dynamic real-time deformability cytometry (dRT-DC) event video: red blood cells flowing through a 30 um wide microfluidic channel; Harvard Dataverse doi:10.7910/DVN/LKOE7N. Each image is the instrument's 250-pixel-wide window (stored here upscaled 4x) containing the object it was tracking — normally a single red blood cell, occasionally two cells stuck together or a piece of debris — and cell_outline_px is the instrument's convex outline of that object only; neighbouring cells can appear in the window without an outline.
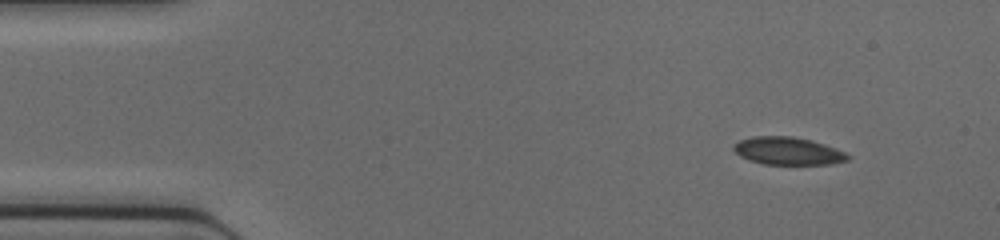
{"species": "common noctule bat (a hibernating species)", "species_latin": "Nyctalus noctula", "temperature_condition": "cold", "stored_images_in_passage": 42, "camera_frame_rate_fps": 3000, "um_per_image_px": 0.085, "animal": {"sex": "female", "body_mass_g": 17.0, "forearm_length_mm": 48.0}, "frame": {"image": 1, "passage_image": 1, "time_ms": 0.0, "image_size_px": [1000, 240], "cell_outline_px": [[852, 156], [848, 160], [832, 164], [764, 164], [748, 160], [740, 156], [732, 148], [732, 144], [740, 140], [752, 136], [792, 136], [812, 140], [836, 148]], "centroid_in_image_um": [66.97, 12.83], "position_along_channel_um": 18.0, "area_um2": 18.55}}
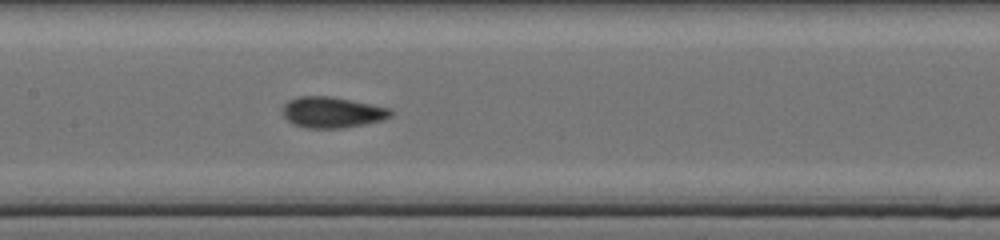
{"frame": {"image": 2, "passage_image": 18, "time_ms": 5.667, "image_size_px": [1000, 240], "cell_outline_px": [[392, 116], [384, 120], [364, 124], [340, 128], [304, 128], [292, 124], [284, 116], [280, 108], [288, 100], [300, 96], [332, 96], [392, 108]], "centroid_in_image_um": [28.22, 9.54], "position_along_channel_um": 179.2, "area_um2": 19.77}}
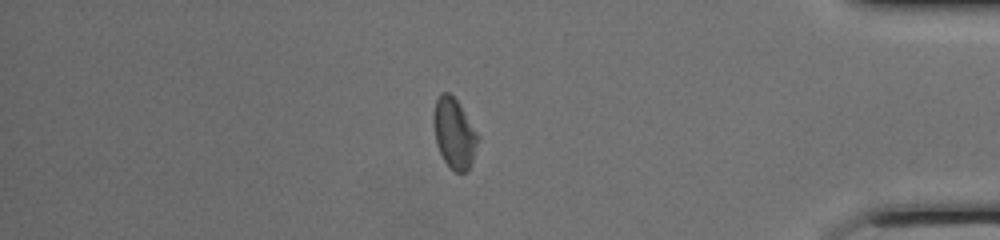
{"frame": {"image": 3, "passage_image": 35, "time_ms": 11.333, "image_size_px": [1000, 240], "cell_outline_px": [[480, 136], [472, 164], [468, 172], [456, 172], [444, 160], [436, 144], [432, 120], [432, 116], [436, 100], [440, 92], [448, 92], [460, 104]], "centroid_in_image_um": [38.62, 11.32], "position_along_channel_um": 396.6, "area_um2": 18.38}}